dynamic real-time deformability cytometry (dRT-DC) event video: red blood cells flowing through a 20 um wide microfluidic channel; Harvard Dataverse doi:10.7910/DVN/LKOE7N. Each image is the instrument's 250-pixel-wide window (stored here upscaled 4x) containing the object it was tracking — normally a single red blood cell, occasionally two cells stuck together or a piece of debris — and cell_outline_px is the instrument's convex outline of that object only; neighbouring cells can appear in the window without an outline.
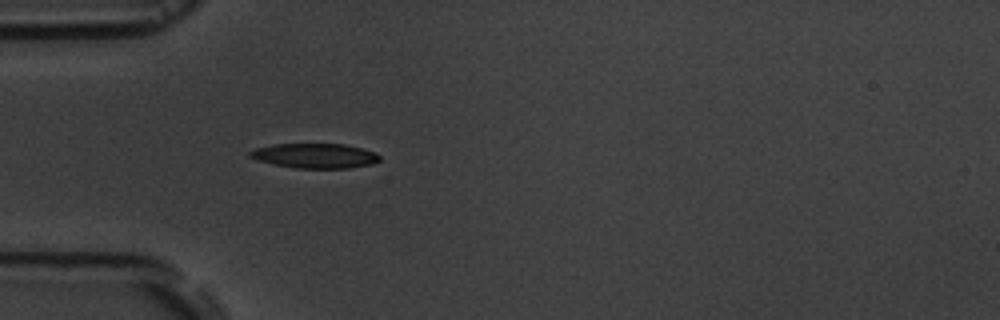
{"species": "common noctule bat (a hibernating species)", "species_latin": "Nyctalus noctula", "temperature_condition": "room temperature", "stored_images_in_passage": 5, "camera_frame_rate_fps": 3000, "um_per_image_px": 0.085, "animal": {"sex": "male", "body_mass_g": 19.5, "forearm_length_mm": 54.6}, "frame": {"image": 1, "passage_image": 5, "time_ms": 4.333, "image_size_px": [1000, 320], "cell_outline_px": [[380, 160], [372, 164], [348, 168], [296, 168], [276, 164], [260, 160], [248, 156], [248, 152], [256, 148], [272, 144], [344, 144], [376, 152], [380, 156]], "centroid_in_image_um": [26.79, 13.23], "position_along_channel_um": 58.2, "area_um2": 18.55}}